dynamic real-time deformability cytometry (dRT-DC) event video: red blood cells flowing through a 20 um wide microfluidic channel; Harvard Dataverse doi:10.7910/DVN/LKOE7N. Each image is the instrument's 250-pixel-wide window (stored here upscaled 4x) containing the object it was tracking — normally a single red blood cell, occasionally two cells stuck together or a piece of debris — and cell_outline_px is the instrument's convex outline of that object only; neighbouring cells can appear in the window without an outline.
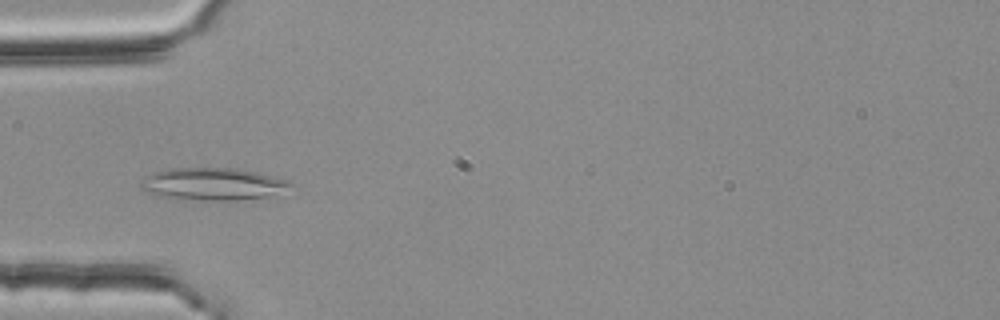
{"species": "common noctule bat (a hibernating species)", "species_latin": "Nyctalus noctula", "temperature_condition": "room temperature", "stored_images_in_passage": 38, "camera_frame_rate_fps": 3000, "um_per_image_px": 0.085, "animal": {"sex": "female", "body_mass_g": 25.1}, "frame": {"image": 1, "passage_image": 3, "time_ms": 0.667, "image_size_px": [1000, 320], "cell_outline_px": [[292, 184], [284, 196], [236, 200], [208, 200], [156, 196], [140, 188], [140, 184], [148, 176], [156, 172], [172, 168], [236, 168], [256, 172], [284, 180]], "centroid_in_image_um": [18.19, 15.66], "position_along_channel_um": 66.8, "area_um2": 28.21}}
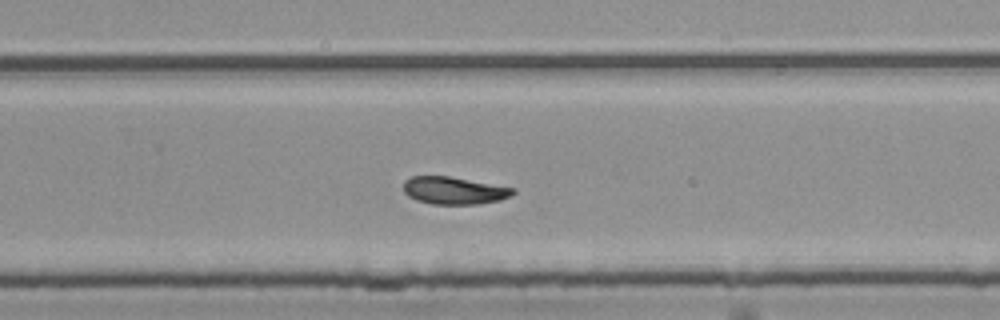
{"frame": {"image": 2, "passage_image": 21, "time_ms": 6.667, "image_size_px": [1000, 320], "cell_outline_px": [[516, 192], [512, 196], [500, 200], [476, 204], [432, 204], [416, 200], [408, 196], [404, 192], [404, 180], [412, 176], [448, 176], [516, 188]], "centroid_in_image_um": [38.61, 16.19], "position_along_channel_um": 291.2, "area_um2": 17.57}}
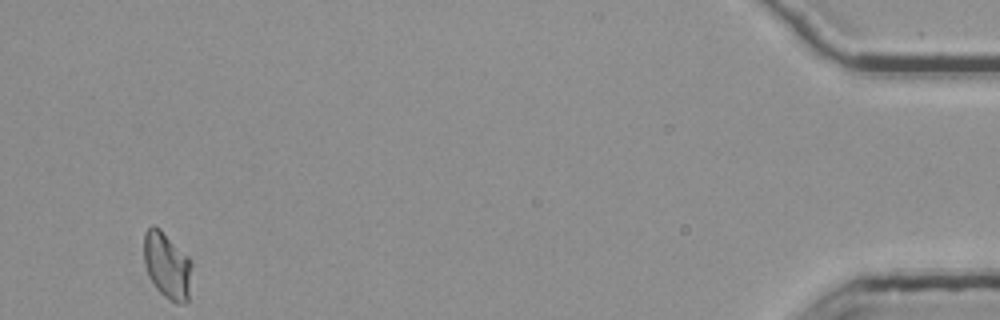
{"frame": {"image": 3, "passage_image": 38, "time_ms": 12.333, "image_size_px": [1000, 320], "cell_outline_px": [[192, 264], [188, 300], [184, 304], [176, 304], [164, 296], [156, 288], [148, 276], [144, 264], [144, 236], [148, 228], [152, 224], [160, 228], [192, 260]], "centroid_in_image_um": [14.21, 22.57], "position_along_channel_um": 421.0, "area_um2": 18.73}, "authors_computed_cell_mechanics": {"area_um2": 17.9758, "velocity_mm_per_s": 3.7501, "shape_relaxation_time_tau1_ms": null, "shape_relaxation_time_tau2_ms": 3.4117, "deformation_change_tau1": null, "deformation_change_tau2": 0.0741}}